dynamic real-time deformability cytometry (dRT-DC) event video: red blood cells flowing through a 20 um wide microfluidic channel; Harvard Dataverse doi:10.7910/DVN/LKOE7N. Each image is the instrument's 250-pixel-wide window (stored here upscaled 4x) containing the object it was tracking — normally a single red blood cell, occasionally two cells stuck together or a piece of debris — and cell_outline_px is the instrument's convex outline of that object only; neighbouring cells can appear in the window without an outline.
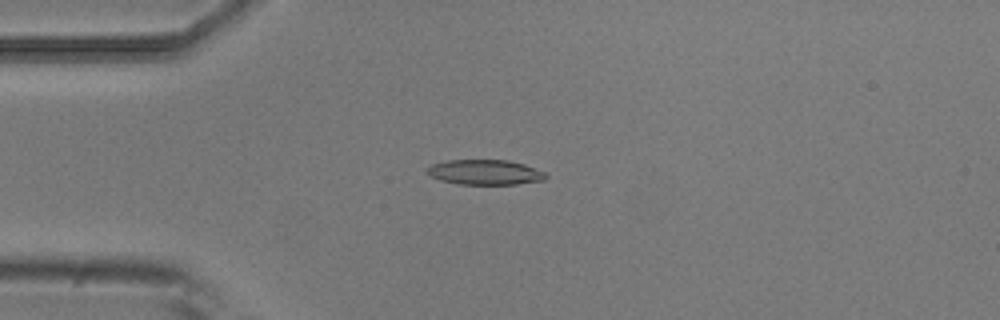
{"species": "common noctule bat (a hibernating species)", "species_latin": "Nyctalus noctula", "temperature_condition": "room temperature", "stored_images_in_passage": 9, "camera_frame_rate_fps": 3000, "um_per_image_px": 0.085, "animal": {"sex": "male", "body_mass_g": 20.5, "forearm_length_mm": 52.5}, "frame": {"image": 1, "passage_image": 4, "time_ms": 1.0, "image_size_px": [1000, 320], "cell_outline_px": [[548, 176], [544, 180], [516, 184], [460, 184], [440, 180], [424, 172], [432, 164], [448, 160], [508, 160], [524, 164], [544, 172]], "centroid_in_image_um": [41.22, 14.64], "position_along_channel_um": 43.8, "area_um2": 17.22}}
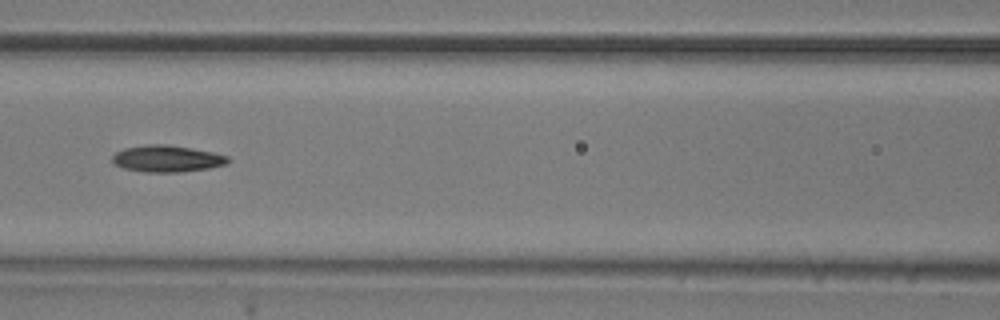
{"frame": {"image": 2, "passage_image": 7, "time_ms": 2.0, "image_size_px": [1000, 320], "cell_outline_px": [[232, 160], [228, 164], [208, 168], [180, 172], [144, 172], [124, 168], [116, 164], [112, 160], [112, 156], [116, 152], [124, 148], [148, 144], [164, 144], [192, 148], [212, 152], [228, 156]], "centroid_in_image_um": [14.22, 13.48], "position_along_channel_um": 152.4, "area_um2": 17.98}}
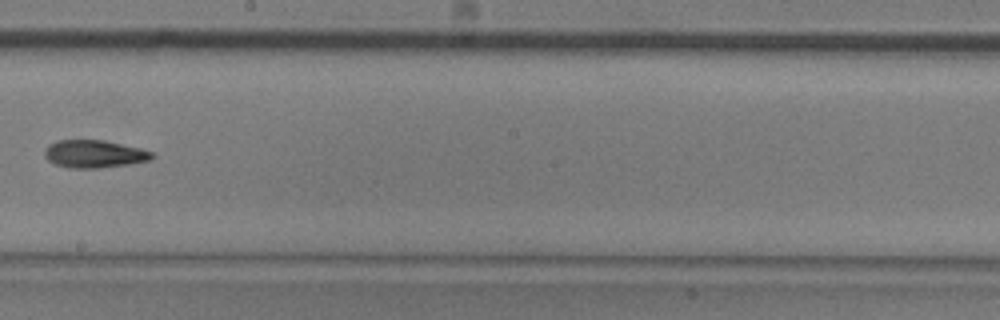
{"frame": {"image": 3, "passage_image": 9, "time_ms": 2.667, "image_size_px": [1000, 320], "cell_outline_px": [[156, 156], [148, 160], [128, 164], [100, 168], [68, 168], [56, 164], [48, 160], [44, 156], [44, 152], [48, 144], [60, 140], [104, 140], [140, 148], [152, 152]], "centroid_in_image_um": [8.0, 13.08], "position_along_channel_um": 240.2, "area_um2": 17.28}}